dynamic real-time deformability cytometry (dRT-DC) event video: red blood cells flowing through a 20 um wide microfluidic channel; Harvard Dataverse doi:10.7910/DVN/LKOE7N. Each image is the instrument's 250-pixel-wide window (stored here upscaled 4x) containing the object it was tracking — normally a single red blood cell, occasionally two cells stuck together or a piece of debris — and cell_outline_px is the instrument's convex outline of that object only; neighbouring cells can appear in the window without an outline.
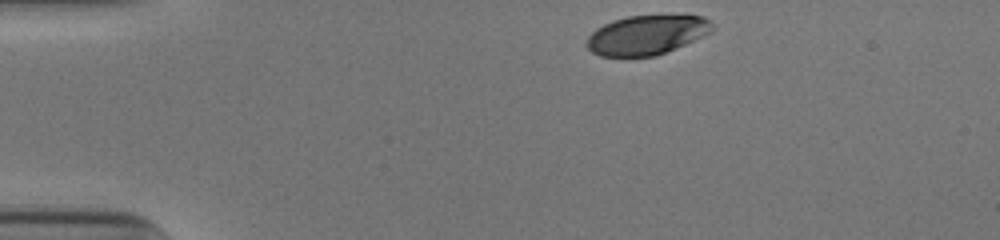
{"species": "human", "species_latin": "Homo sapiens", "temperature_condition": "cold", "stored_images_in_passage": 34, "camera_frame_rate_fps": 3000, "um_per_image_px": 0.085, "donor": {"sex": "male"}, "frame": {"image": 1, "passage_image": 1, "time_ms": 0.0, "image_size_px": [1000, 240], "cell_outline_px": [[716, 28], [712, 32], [656, 56], [600, 56], [592, 52], [584, 44], [588, 36], [596, 28], [612, 20], [628, 16], [704, 16]], "centroid_in_image_um": [54.94, 2.97], "position_along_channel_um": 30.1, "area_um2": 28.67}}
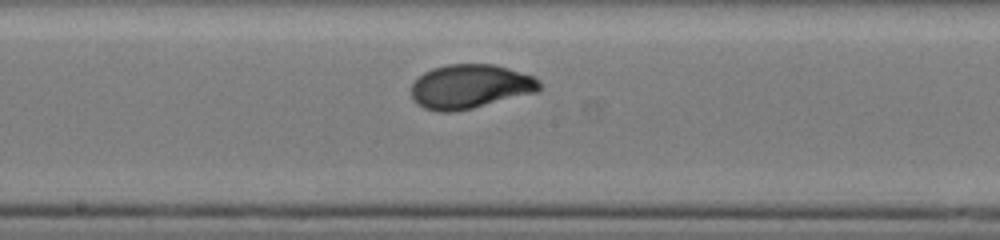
{"frame": {"image": 2, "passage_image": 20, "time_ms": 6.333, "image_size_px": [1000, 240], "cell_outline_px": [[540, 92], [472, 108], [452, 112], [436, 112], [424, 108], [416, 104], [412, 100], [412, 84], [424, 72], [432, 68], [448, 64], [496, 64], [536, 76], [540, 80]], "centroid_in_image_um": [40.0, 7.35], "position_along_channel_um": 208.2, "area_um2": 33.47}}
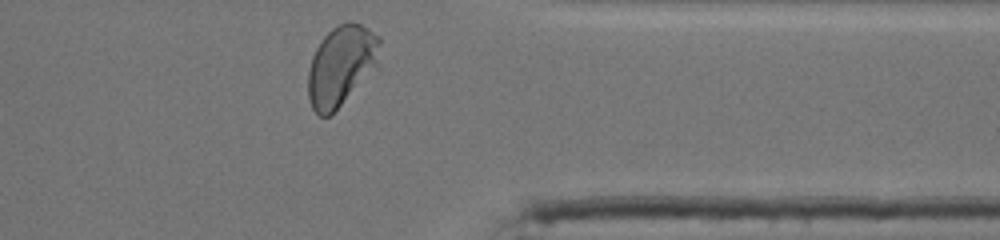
{"frame": {"image": 3, "passage_image": 34, "time_ms": 11.0, "image_size_px": [1000, 240], "cell_outline_px": [[380, 44], [376, 64], [340, 104], [328, 116], [320, 116], [312, 108], [308, 96], [308, 72], [312, 56], [316, 48], [324, 36], [332, 28], [340, 24], [360, 24], [368, 28], [380, 36]], "centroid_in_image_um": [28.95, 5.54], "position_along_channel_um": 382.5, "area_um2": 32.19}, "authors_computed_cell_mechanics": {"area_um2": 32.3969, "velocity_mm_per_s": 3.8884, "shape_relaxation_time_tau1_ms": 3.0721, "shape_relaxation_time_tau2_ms": null, "deformation_change_tau1": 0.1506, "deformation_change_tau2": null}}